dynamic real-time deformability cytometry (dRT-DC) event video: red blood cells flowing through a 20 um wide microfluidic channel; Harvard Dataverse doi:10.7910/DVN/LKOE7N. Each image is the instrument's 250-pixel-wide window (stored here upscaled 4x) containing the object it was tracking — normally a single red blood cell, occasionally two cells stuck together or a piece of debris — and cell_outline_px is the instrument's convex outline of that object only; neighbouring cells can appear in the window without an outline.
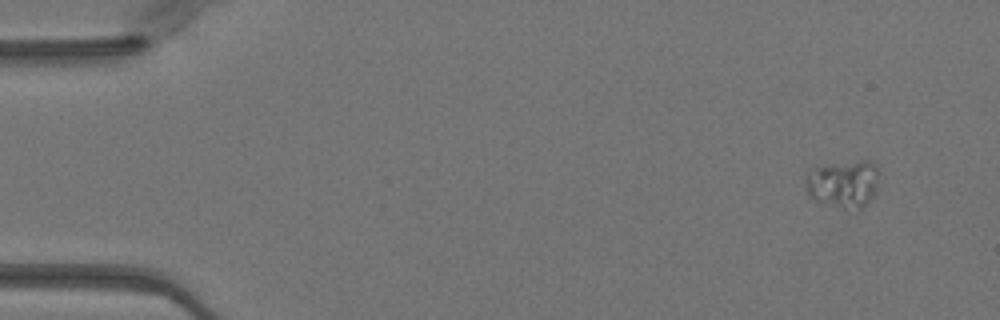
{"species": "Egyptian fruit bat (a non-hibernating species)", "species_latin": "Rousettus aegyptiacus", "temperature_condition": "warm", "stored_images_in_passage": 48, "camera_frame_rate_fps": 3000, "um_per_image_px": 0.085, "animal": {"sex": "female"}, "frame": {"image": 1, "passage_image": 1, "time_ms": 0.0, "image_size_px": [1000, 320], "cell_outline_px": [[876, 188], [872, 196], [864, 208], [860, 212], [840, 208], [816, 200], [808, 196], [804, 180], [816, 168], [828, 164], [860, 160], [868, 160], [876, 164]], "centroid_in_image_um": [71.69, 15.66], "position_along_channel_um": 13.3, "area_um2": 20.35}}
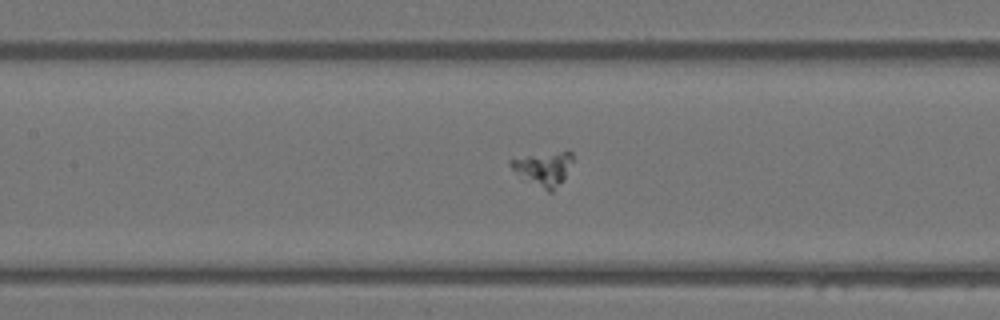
{"frame": {"image": 2, "passage_image": 21, "time_ms": 6.667, "image_size_px": [1000, 320], "cell_outline_px": [[572, 160], [564, 180], [552, 192], [548, 192], [516, 172], [508, 164], [508, 160], [568, 148], [572, 152]], "centroid_in_image_um": [46.27, 14.29], "position_along_channel_um": 161.1, "area_um2": 12.2}}
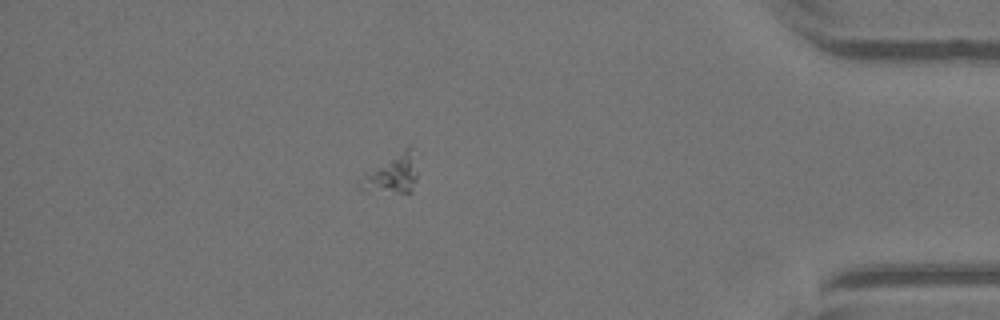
{"frame": {"image": 3, "passage_image": 42, "time_ms": 13.667, "image_size_px": [1000, 320], "cell_outline_px": [[416, 176], [412, 192], [368, 192], [360, 188], [356, 180], [408, 148]], "centroid_in_image_um": [33.22, 14.95], "position_along_channel_um": 402.0, "area_um2": 11.68}}